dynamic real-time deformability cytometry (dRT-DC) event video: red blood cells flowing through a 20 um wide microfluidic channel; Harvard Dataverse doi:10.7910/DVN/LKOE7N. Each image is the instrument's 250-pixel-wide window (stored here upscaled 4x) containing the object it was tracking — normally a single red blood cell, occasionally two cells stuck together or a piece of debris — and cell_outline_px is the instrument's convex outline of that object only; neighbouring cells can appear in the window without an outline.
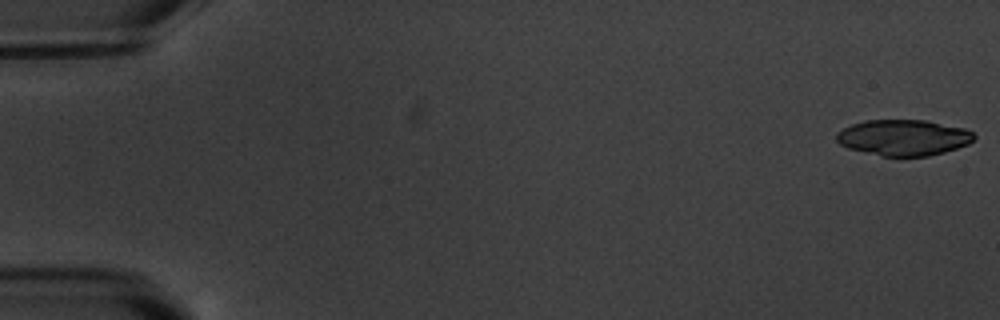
{"species": "common noctule bat (a hibernating species)", "species_latin": "Nyctalus noctula", "temperature_condition": "warm", "stored_images_in_passage": 6, "camera_frame_rate_fps": 3000, "um_per_image_px": 0.085, "animal": {"sex": "male", "body_mass_g": 20.1, "forearm_length_mm": 53.5}, "frame": {"image": 1, "passage_image": 1, "time_ms": 0.0, "image_size_px": [1000, 320], "cell_outline_px": [[976, 136], [968, 144], [944, 152], [928, 156], [880, 156], [848, 148], [840, 144], [836, 140], [836, 132], [852, 124], [864, 120], [924, 120], [964, 128], [972, 132]], "centroid_in_image_um": [76.77, 11.69], "position_along_channel_um": 8.2, "area_um2": 28.73}}